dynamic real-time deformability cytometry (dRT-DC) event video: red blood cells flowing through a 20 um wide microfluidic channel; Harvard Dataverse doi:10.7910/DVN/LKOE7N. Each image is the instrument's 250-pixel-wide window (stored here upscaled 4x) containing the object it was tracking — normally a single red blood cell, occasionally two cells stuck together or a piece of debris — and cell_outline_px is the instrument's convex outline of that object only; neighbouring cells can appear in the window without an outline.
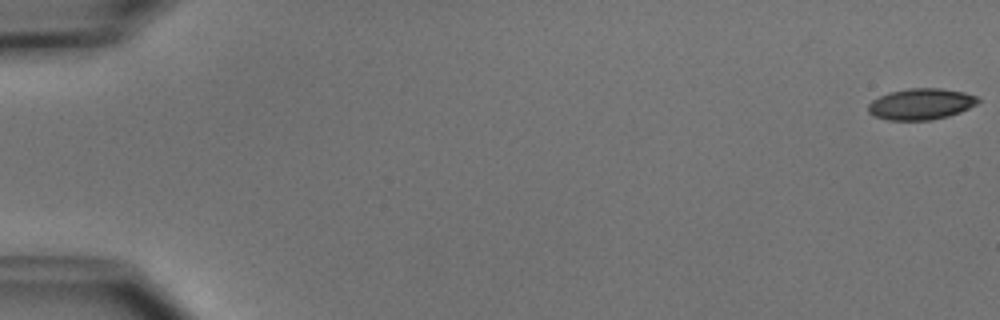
{"species": "common noctule bat (a hibernating species)", "species_latin": "Nyctalus noctula", "temperature_condition": "cold", "stored_images_in_passage": 5, "camera_frame_rate_fps": 3000, "um_per_image_px": 0.085, "animal": {"sex": "male", "body_mass_g": 15.6}, "frame": {"image": 1, "passage_image": 1, "time_ms": 0.0, "image_size_px": [1000, 320], "cell_outline_px": [[980, 100], [976, 104], [960, 112], [948, 116], [932, 120], [888, 120], [876, 116], [868, 112], [868, 104], [872, 100], [888, 92], [908, 88], [940, 88], [964, 92], [976, 96]], "centroid_in_image_um": [78.27, 8.84], "position_along_channel_um": 6.7, "area_um2": 19.94}}